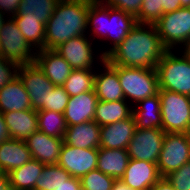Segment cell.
Wrapping results in <instances>:
<instances>
[{
  "label": "cell",
  "instance_id": "cell-1",
  "mask_svg": "<svg viewBox=\"0 0 190 190\" xmlns=\"http://www.w3.org/2000/svg\"><path fill=\"white\" fill-rule=\"evenodd\" d=\"M166 51L155 24L137 23L105 59L117 66L156 68Z\"/></svg>",
  "mask_w": 190,
  "mask_h": 190
},
{
  "label": "cell",
  "instance_id": "cell-2",
  "mask_svg": "<svg viewBox=\"0 0 190 190\" xmlns=\"http://www.w3.org/2000/svg\"><path fill=\"white\" fill-rule=\"evenodd\" d=\"M89 0H60L45 24L44 48L55 50L71 38L87 35Z\"/></svg>",
  "mask_w": 190,
  "mask_h": 190
},
{
  "label": "cell",
  "instance_id": "cell-3",
  "mask_svg": "<svg viewBox=\"0 0 190 190\" xmlns=\"http://www.w3.org/2000/svg\"><path fill=\"white\" fill-rule=\"evenodd\" d=\"M136 24L134 15L89 0L87 35L94 42L97 38L111 42L110 47L101 49L104 57L127 37Z\"/></svg>",
  "mask_w": 190,
  "mask_h": 190
},
{
  "label": "cell",
  "instance_id": "cell-4",
  "mask_svg": "<svg viewBox=\"0 0 190 190\" xmlns=\"http://www.w3.org/2000/svg\"><path fill=\"white\" fill-rule=\"evenodd\" d=\"M177 50H167L156 65L159 90L190 97V59Z\"/></svg>",
  "mask_w": 190,
  "mask_h": 190
},
{
  "label": "cell",
  "instance_id": "cell-5",
  "mask_svg": "<svg viewBox=\"0 0 190 190\" xmlns=\"http://www.w3.org/2000/svg\"><path fill=\"white\" fill-rule=\"evenodd\" d=\"M118 78L125 100L132 106L138 101L158 93L156 68H133L117 66Z\"/></svg>",
  "mask_w": 190,
  "mask_h": 190
},
{
  "label": "cell",
  "instance_id": "cell-6",
  "mask_svg": "<svg viewBox=\"0 0 190 190\" xmlns=\"http://www.w3.org/2000/svg\"><path fill=\"white\" fill-rule=\"evenodd\" d=\"M155 26L163 46L179 50L190 39V7L163 14Z\"/></svg>",
  "mask_w": 190,
  "mask_h": 190
},
{
  "label": "cell",
  "instance_id": "cell-7",
  "mask_svg": "<svg viewBox=\"0 0 190 190\" xmlns=\"http://www.w3.org/2000/svg\"><path fill=\"white\" fill-rule=\"evenodd\" d=\"M161 100L162 130L186 133L190 117V97L168 90H158Z\"/></svg>",
  "mask_w": 190,
  "mask_h": 190
},
{
  "label": "cell",
  "instance_id": "cell-8",
  "mask_svg": "<svg viewBox=\"0 0 190 190\" xmlns=\"http://www.w3.org/2000/svg\"><path fill=\"white\" fill-rule=\"evenodd\" d=\"M2 57L19 66L35 62L36 51L28 44L15 20L8 17L0 29Z\"/></svg>",
  "mask_w": 190,
  "mask_h": 190
},
{
  "label": "cell",
  "instance_id": "cell-9",
  "mask_svg": "<svg viewBox=\"0 0 190 190\" xmlns=\"http://www.w3.org/2000/svg\"><path fill=\"white\" fill-rule=\"evenodd\" d=\"M93 42L94 41L88 35H81L69 39L55 50L73 69L96 70L97 67L102 68L101 62L104 61L105 57L100 52L97 54L98 57L95 55L96 48L94 47L96 45H94ZM99 64L100 66H98Z\"/></svg>",
  "mask_w": 190,
  "mask_h": 190
},
{
  "label": "cell",
  "instance_id": "cell-10",
  "mask_svg": "<svg viewBox=\"0 0 190 190\" xmlns=\"http://www.w3.org/2000/svg\"><path fill=\"white\" fill-rule=\"evenodd\" d=\"M190 161V137L186 133H165L157 162L161 177H165Z\"/></svg>",
  "mask_w": 190,
  "mask_h": 190
},
{
  "label": "cell",
  "instance_id": "cell-11",
  "mask_svg": "<svg viewBox=\"0 0 190 190\" xmlns=\"http://www.w3.org/2000/svg\"><path fill=\"white\" fill-rule=\"evenodd\" d=\"M164 137L161 128H136L127 148L129 158L157 164Z\"/></svg>",
  "mask_w": 190,
  "mask_h": 190
},
{
  "label": "cell",
  "instance_id": "cell-12",
  "mask_svg": "<svg viewBox=\"0 0 190 190\" xmlns=\"http://www.w3.org/2000/svg\"><path fill=\"white\" fill-rule=\"evenodd\" d=\"M18 77L29 94L33 110H41L47 104L48 93L53 90L55 85L45 76L35 62L20 66Z\"/></svg>",
  "mask_w": 190,
  "mask_h": 190
},
{
  "label": "cell",
  "instance_id": "cell-13",
  "mask_svg": "<svg viewBox=\"0 0 190 190\" xmlns=\"http://www.w3.org/2000/svg\"><path fill=\"white\" fill-rule=\"evenodd\" d=\"M98 149H82L63 143L58 165L72 177L81 179L91 170L97 169Z\"/></svg>",
  "mask_w": 190,
  "mask_h": 190
},
{
  "label": "cell",
  "instance_id": "cell-14",
  "mask_svg": "<svg viewBox=\"0 0 190 190\" xmlns=\"http://www.w3.org/2000/svg\"><path fill=\"white\" fill-rule=\"evenodd\" d=\"M101 66L103 70L96 69L94 80V91L98 100L107 102L125 100L118 78L117 65H112L104 59Z\"/></svg>",
  "mask_w": 190,
  "mask_h": 190
},
{
  "label": "cell",
  "instance_id": "cell-15",
  "mask_svg": "<svg viewBox=\"0 0 190 190\" xmlns=\"http://www.w3.org/2000/svg\"><path fill=\"white\" fill-rule=\"evenodd\" d=\"M161 178L156 163L129 159L120 180L134 190H150Z\"/></svg>",
  "mask_w": 190,
  "mask_h": 190
},
{
  "label": "cell",
  "instance_id": "cell-16",
  "mask_svg": "<svg viewBox=\"0 0 190 190\" xmlns=\"http://www.w3.org/2000/svg\"><path fill=\"white\" fill-rule=\"evenodd\" d=\"M25 142L31 152L32 159L45 165L58 163L64 143L62 138L49 136L38 130L29 136Z\"/></svg>",
  "mask_w": 190,
  "mask_h": 190
},
{
  "label": "cell",
  "instance_id": "cell-17",
  "mask_svg": "<svg viewBox=\"0 0 190 190\" xmlns=\"http://www.w3.org/2000/svg\"><path fill=\"white\" fill-rule=\"evenodd\" d=\"M35 63L55 86H63L74 70L56 50L45 48L36 51Z\"/></svg>",
  "mask_w": 190,
  "mask_h": 190
},
{
  "label": "cell",
  "instance_id": "cell-18",
  "mask_svg": "<svg viewBox=\"0 0 190 190\" xmlns=\"http://www.w3.org/2000/svg\"><path fill=\"white\" fill-rule=\"evenodd\" d=\"M135 129L136 125L133 115L125 120L101 126L100 147L127 149Z\"/></svg>",
  "mask_w": 190,
  "mask_h": 190
},
{
  "label": "cell",
  "instance_id": "cell-19",
  "mask_svg": "<svg viewBox=\"0 0 190 190\" xmlns=\"http://www.w3.org/2000/svg\"><path fill=\"white\" fill-rule=\"evenodd\" d=\"M98 97L95 91H87L77 96L69 97L64 111L67 126L94 120Z\"/></svg>",
  "mask_w": 190,
  "mask_h": 190
},
{
  "label": "cell",
  "instance_id": "cell-20",
  "mask_svg": "<svg viewBox=\"0 0 190 190\" xmlns=\"http://www.w3.org/2000/svg\"><path fill=\"white\" fill-rule=\"evenodd\" d=\"M100 129L94 120L67 126L63 142L69 146L82 149H98L100 147Z\"/></svg>",
  "mask_w": 190,
  "mask_h": 190
},
{
  "label": "cell",
  "instance_id": "cell-21",
  "mask_svg": "<svg viewBox=\"0 0 190 190\" xmlns=\"http://www.w3.org/2000/svg\"><path fill=\"white\" fill-rule=\"evenodd\" d=\"M10 138L25 141L38 131L37 111L33 109L2 113Z\"/></svg>",
  "mask_w": 190,
  "mask_h": 190
},
{
  "label": "cell",
  "instance_id": "cell-22",
  "mask_svg": "<svg viewBox=\"0 0 190 190\" xmlns=\"http://www.w3.org/2000/svg\"><path fill=\"white\" fill-rule=\"evenodd\" d=\"M32 159L26 142L8 138L0 143V171L8 174Z\"/></svg>",
  "mask_w": 190,
  "mask_h": 190
},
{
  "label": "cell",
  "instance_id": "cell-23",
  "mask_svg": "<svg viewBox=\"0 0 190 190\" xmlns=\"http://www.w3.org/2000/svg\"><path fill=\"white\" fill-rule=\"evenodd\" d=\"M136 128L139 129H162L161 100L159 93L154 96L138 101L133 105V113Z\"/></svg>",
  "mask_w": 190,
  "mask_h": 190
},
{
  "label": "cell",
  "instance_id": "cell-24",
  "mask_svg": "<svg viewBox=\"0 0 190 190\" xmlns=\"http://www.w3.org/2000/svg\"><path fill=\"white\" fill-rule=\"evenodd\" d=\"M33 109L29 94L19 77L0 89V112L22 111Z\"/></svg>",
  "mask_w": 190,
  "mask_h": 190
},
{
  "label": "cell",
  "instance_id": "cell-25",
  "mask_svg": "<svg viewBox=\"0 0 190 190\" xmlns=\"http://www.w3.org/2000/svg\"><path fill=\"white\" fill-rule=\"evenodd\" d=\"M127 149L98 148L97 169L116 180H120L129 162Z\"/></svg>",
  "mask_w": 190,
  "mask_h": 190
},
{
  "label": "cell",
  "instance_id": "cell-26",
  "mask_svg": "<svg viewBox=\"0 0 190 190\" xmlns=\"http://www.w3.org/2000/svg\"><path fill=\"white\" fill-rule=\"evenodd\" d=\"M133 106L127 100L114 102L98 100L94 121L99 125H109L132 116Z\"/></svg>",
  "mask_w": 190,
  "mask_h": 190
},
{
  "label": "cell",
  "instance_id": "cell-27",
  "mask_svg": "<svg viewBox=\"0 0 190 190\" xmlns=\"http://www.w3.org/2000/svg\"><path fill=\"white\" fill-rule=\"evenodd\" d=\"M45 164L31 159L19 168L8 173L11 190H34L36 180L41 175Z\"/></svg>",
  "mask_w": 190,
  "mask_h": 190
},
{
  "label": "cell",
  "instance_id": "cell-28",
  "mask_svg": "<svg viewBox=\"0 0 190 190\" xmlns=\"http://www.w3.org/2000/svg\"><path fill=\"white\" fill-rule=\"evenodd\" d=\"M60 0H22L13 17H32L46 24Z\"/></svg>",
  "mask_w": 190,
  "mask_h": 190
},
{
  "label": "cell",
  "instance_id": "cell-29",
  "mask_svg": "<svg viewBox=\"0 0 190 190\" xmlns=\"http://www.w3.org/2000/svg\"><path fill=\"white\" fill-rule=\"evenodd\" d=\"M28 44L35 50L44 49L45 24L32 17H12Z\"/></svg>",
  "mask_w": 190,
  "mask_h": 190
},
{
  "label": "cell",
  "instance_id": "cell-30",
  "mask_svg": "<svg viewBox=\"0 0 190 190\" xmlns=\"http://www.w3.org/2000/svg\"><path fill=\"white\" fill-rule=\"evenodd\" d=\"M38 130L46 135L64 138L67 123L63 113L37 110Z\"/></svg>",
  "mask_w": 190,
  "mask_h": 190
},
{
  "label": "cell",
  "instance_id": "cell-31",
  "mask_svg": "<svg viewBox=\"0 0 190 190\" xmlns=\"http://www.w3.org/2000/svg\"><path fill=\"white\" fill-rule=\"evenodd\" d=\"M96 70L74 69L63 85L70 97L77 96L87 91H94Z\"/></svg>",
  "mask_w": 190,
  "mask_h": 190
},
{
  "label": "cell",
  "instance_id": "cell-32",
  "mask_svg": "<svg viewBox=\"0 0 190 190\" xmlns=\"http://www.w3.org/2000/svg\"><path fill=\"white\" fill-rule=\"evenodd\" d=\"M72 176L58 164L45 165L34 190H55Z\"/></svg>",
  "mask_w": 190,
  "mask_h": 190
},
{
  "label": "cell",
  "instance_id": "cell-33",
  "mask_svg": "<svg viewBox=\"0 0 190 190\" xmlns=\"http://www.w3.org/2000/svg\"><path fill=\"white\" fill-rule=\"evenodd\" d=\"M80 181L84 190H112L116 179L94 169L85 174Z\"/></svg>",
  "mask_w": 190,
  "mask_h": 190
},
{
  "label": "cell",
  "instance_id": "cell-34",
  "mask_svg": "<svg viewBox=\"0 0 190 190\" xmlns=\"http://www.w3.org/2000/svg\"><path fill=\"white\" fill-rule=\"evenodd\" d=\"M162 15L161 0H143L140 11L135 17L137 23L155 24Z\"/></svg>",
  "mask_w": 190,
  "mask_h": 190
},
{
  "label": "cell",
  "instance_id": "cell-35",
  "mask_svg": "<svg viewBox=\"0 0 190 190\" xmlns=\"http://www.w3.org/2000/svg\"><path fill=\"white\" fill-rule=\"evenodd\" d=\"M69 97L63 86H55L49 91L47 104L41 110L64 113Z\"/></svg>",
  "mask_w": 190,
  "mask_h": 190
},
{
  "label": "cell",
  "instance_id": "cell-36",
  "mask_svg": "<svg viewBox=\"0 0 190 190\" xmlns=\"http://www.w3.org/2000/svg\"><path fill=\"white\" fill-rule=\"evenodd\" d=\"M176 190H190V161L165 176Z\"/></svg>",
  "mask_w": 190,
  "mask_h": 190
},
{
  "label": "cell",
  "instance_id": "cell-37",
  "mask_svg": "<svg viewBox=\"0 0 190 190\" xmlns=\"http://www.w3.org/2000/svg\"><path fill=\"white\" fill-rule=\"evenodd\" d=\"M99 4L123 10L136 16L141 8L143 0H94Z\"/></svg>",
  "mask_w": 190,
  "mask_h": 190
},
{
  "label": "cell",
  "instance_id": "cell-38",
  "mask_svg": "<svg viewBox=\"0 0 190 190\" xmlns=\"http://www.w3.org/2000/svg\"><path fill=\"white\" fill-rule=\"evenodd\" d=\"M19 65L0 56V89L18 77Z\"/></svg>",
  "mask_w": 190,
  "mask_h": 190
},
{
  "label": "cell",
  "instance_id": "cell-39",
  "mask_svg": "<svg viewBox=\"0 0 190 190\" xmlns=\"http://www.w3.org/2000/svg\"><path fill=\"white\" fill-rule=\"evenodd\" d=\"M22 0H0V11L7 17H13L18 9V5Z\"/></svg>",
  "mask_w": 190,
  "mask_h": 190
},
{
  "label": "cell",
  "instance_id": "cell-40",
  "mask_svg": "<svg viewBox=\"0 0 190 190\" xmlns=\"http://www.w3.org/2000/svg\"><path fill=\"white\" fill-rule=\"evenodd\" d=\"M161 7L166 14L181 8V3L180 0H161Z\"/></svg>",
  "mask_w": 190,
  "mask_h": 190
},
{
  "label": "cell",
  "instance_id": "cell-41",
  "mask_svg": "<svg viewBox=\"0 0 190 190\" xmlns=\"http://www.w3.org/2000/svg\"><path fill=\"white\" fill-rule=\"evenodd\" d=\"M80 187H81L80 179L71 177L69 180L61 184L55 190H78Z\"/></svg>",
  "mask_w": 190,
  "mask_h": 190
},
{
  "label": "cell",
  "instance_id": "cell-42",
  "mask_svg": "<svg viewBox=\"0 0 190 190\" xmlns=\"http://www.w3.org/2000/svg\"><path fill=\"white\" fill-rule=\"evenodd\" d=\"M150 190H176L173 185L162 177Z\"/></svg>",
  "mask_w": 190,
  "mask_h": 190
},
{
  "label": "cell",
  "instance_id": "cell-43",
  "mask_svg": "<svg viewBox=\"0 0 190 190\" xmlns=\"http://www.w3.org/2000/svg\"><path fill=\"white\" fill-rule=\"evenodd\" d=\"M8 138H10V136L7 124L5 123L3 114L0 112V143L6 141Z\"/></svg>",
  "mask_w": 190,
  "mask_h": 190
},
{
  "label": "cell",
  "instance_id": "cell-44",
  "mask_svg": "<svg viewBox=\"0 0 190 190\" xmlns=\"http://www.w3.org/2000/svg\"><path fill=\"white\" fill-rule=\"evenodd\" d=\"M0 190H11L9 176L4 172H0Z\"/></svg>",
  "mask_w": 190,
  "mask_h": 190
},
{
  "label": "cell",
  "instance_id": "cell-45",
  "mask_svg": "<svg viewBox=\"0 0 190 190\" xmlns=\"http://www.w3.org/2000/svg\"><path fill=\"white\" fill-rule=\"evenodd\" d=\"M112 190H134L131 187L127 186L121 180H116L113 184Z\"/></svg>",
  "mask_w": 190,
  "mask_h": 190
},
{
  "label": "cell",
  "instance_id": "cell-46",
  "mask_svg": "<svg viewBox=\"0 0 190 190\" xmlns=\"http://www.w3.org/2000/svg\"><path fill=\"white\" fill-rule=\"evenodd\" d=\"M188 59H190V39L179 49Z\"/></svg>",
  "mask_w": 190,
  "mask_h": 190
},
{
  "label": "cell",
  "instance_id": "cell-47",
  "mask_svg": "<svg viewBox=\"0 0 190 190\" xmlns=\"http://www.w3.org/2000/svg\"><path fill=\"white\" fill-rule=\"evenodd\" d=\"M7 18L8 17L2 11H0V29L2 28V25L7 20Z\"/></svg>",
  "mask_w": 190,
  "mask_h": 190
},
{
  "label": "cell",
  "instance_id": "cell-48",
  "mask_svg": "<svg viewBox=\"0 0 190 190\" xmlns=\"http://www.w3.org/2000/svg\"><path fill=\"white\" fill-rule=\"evenodd\" d=\"M181 7H190V0H180Z\"/></svg>",
  "mask_w": 190,
  "mask_h": 190
},
{
  "label": "cell",
  "instance_id": "cell-49",
  "mask_svg": "<svg viewBox=\"0 0 190 190\" xmlns=\"http://www.w3.org/2000/svg\"><path fill=\"white\" fill-rule=\"evenodd\" d=\"M186 134L190 137V117H189V121H188V127L186 130Z\"/></svg>",
  "mask_w": 190,
  "mask_h": 190
},
{
  "label": "cell",
  "instance_id": "cell-50",
  "mask_svg": "<svg viewBox=\"0 0 190 190\" xmlns=\"http://www.w3.org/2000/svg\"><path fill=\"white\" fill-rule=\"evenodd\" d=\"M0 56H2V50H1V45H0Z\"/></svg>",
  "mask_w": 190,
  "mask_h": 190
}]
</instances>
